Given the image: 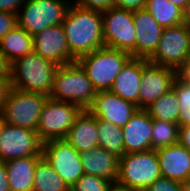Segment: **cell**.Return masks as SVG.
<instances>
[{
	"instance_id": "obj_1",
	"label": "cell",
	"mask_w": 190,
	"mask_h": 191,
	"mask_svg": "<svg viewBox=\"0 0 190 191\" xmlns=\"http://www.w3.org/2000/svg\"><path fill=\"white\" fill-rule=\"evenodd\" d=\"M70 54L77 60L105 46L102 14L70 5L62 24Z\"/></svg>"
},
{
	"instance_id": "obj_45",
	"label": "cell",
	"mask_w": 190,
	"mask_h": 191,
	"mask_svg": "<svg viewBox=\"0 0 190 191\" xmlns=\"http://www.w3.org/2000/svg\"><path fill=\"white\" fill-rule=\"evenodd\" d=\"M4 125H5V120H4L3 114L0 112V134L4 128Z\"/></svg>"
},
{
	"instance_id": "obj_22",
	"label": "cell",
	"mask_w": 190,
	"mask_h": 191,
	"mask_svg": "<svg viewBox=\"0 0 190 191\" xmlns=\"http://www.w3.org/2000/svg\"><path fill=\"white\" fill-rule=\"evenodd\" d=\"M42 157L26 156L5 162L10 191H33L35 167Z\"/></svg>"
},
{
	"instance_id": "obj_4",
	"label": "cell",
	"mask_w": 190,
	"mask_h": 191,
	"mask_svg": "<svg viewBox=\"0 0 190 191\" xmlns=\"http://www.w3.org/2000/svg\"><path fill=\"white\" fill-rule=\"evenodd\" d=\"M131 57L128 52L103 46L79 57L76 61L98 92L111 89L114 80Z\"/></svg>"
},
{
	"instance_id": "obj_30",
	"label": "cell",
	"mask_w": 190,
	"mask_h": 191,
	"mask_svg": "<svg viewBox=\"0 0 190 191\" xmlns=\"http://www.w3.org/2000/svg\"><path fill=\"white\" fill-rule=\"evenodd\" d=\"M111 182L94 175L84 174L70 188V191H108Z\"/></svg>"
},
{
	"instance_id": "obj_36",
	"label": "cell",
	"mask_w": 190,
	"mask_h": 191,
	"mask_svg": "<svg viewBox=\"0 0 190 191\" xmlns=\"http://www.w3.org/2000/svg\"><path fill=\"white\" fill-rule=\"evenodd\" d=\"M11 81L9 78L0 77V112L3 109V105L7 99L8 93L11 90Z\"/></svg>"
},
{
	"instance_id": "obj_41",
	"label": "cell",
	"mask_w": 190,
	"mask_h": 191,
	"mask_svg": "<svg viewBox=\"0 0 190 191\" xmlns=\"http://www.w3.org/2000/svg\"><path fill=\"white\" fill-rule=\"evenodd\" d=\"M183 23L190 29V1L183 9Z\"/></svg>"
},
{
	"instance_id": "obj_8",
	"label": "cell",
	"mask_w": 190,
	"mask_h": 191,
	"mask_svg": "<svg viewBox=\"0 0 190 191\" xmlns=\"http://www.w3.org/2000/svg\"><path fill=\"white\" fill-rule=\"evenodd\" d=\"M83 109L73 103L47 98L39 116L36 132L44 143L64 139Z\"/></svg>"
},
{
	"instance_id": "obj_34",
	"label": "cell",
	"mask_w": 190,
	"mask_h": 191,
	"mask_svg": "<svg viewBox=\"0 0 190 191\" xmlns=\"http://www.w3.org/2000/svg\"><path fill=\"white\" fill-rule=\"evenodd\" d=\"M146 0H114V7L130 11L140 10L145 7Z\"/></svg>"
},
{
	"instance_id": "obj_19",
	"label": "cell",
	"mask_w": 190,
	"mask_h": 191,
	"mask_svg": "<svg viewBox=\"0 0 190 191\" xmlns=\"http://www.w3.org/2000/svg\"><path fill=\"white\" fill-rule=\"evenodd\" d=\"M84 174L116 182L119 158L104 148L95 147L80 153Z\"/></svg>"
},
{
	"instance_id": "obj_15",
	"label": "cell",
	"mask_w": 190,
	"mask_h": 191,
	"mask_svg": "<svg viewBox=\"0 0 190 191\" xmlns=\"http://www.w3.org/2000/svg\"><path fill=\"white\" fill-rule=\"evenodd\" d=\"M34 51L57 66L75 62L70 54L62 25H56L33 36Z\"/></svg>"
},
{
	"instance_id": "obj_27",
	"label": "cell",
	"mask_w": 190,
	"mask_h": 191,
	"mask_svg": "<svg viewBox=\"0 0 190 191\" xmlns=\"http://www.w3.org/2000/svg\"><path fill=\"white\" fill-rule=\"evenodd\" d=\"M99 147L113 153L118 158L124 155L123 133L121 128L111 122L97 119Z\"/></svg>"
},
{
	"instance_id": "obj_29",
	"label": "cell",
	"mask_w": 190,
	"mask_h": 191,
	"mask_svg": "<svg viewBox=\"0 0 190 191\" xmlns=\"http://www.w3.org/2000/svg\"><path fill=\"white\" fill-rule=\"evenodd\" d=\"M172 89L175 91L179 106V127L190 125V81L180 73L174 78Z\"/></svg>"
},
{
	"instance_id": "obj_21",
	"label": "cell",
	"mask_w": 190,
	"mask_h": 191,
	"mask_svg": "<svg viewBox=\"0 0 190 191\" xmlns=\"http://www.w3.org/2000/svg\"><path fill=\"white\" fill-rule=\"evenodd\" d=\"M64 139L79 153L98 147L97 118L83 110Z\"/></svg>"
},
{
	"instance_id": "obj_10",
	"label": "cell",
	"mask_w": 190,
	"mask_h": 191,
	"mask_svg": "<svg viewBox=\"0 0 190 191\" xmlns=\"http://www.w3.org/2000/svg\"><path fill=\"white\" fill-rule=\"evenodd\" d=\"M190 52V29L184 24L164 28L158 47L149 62L175 69L184 67Z\"/></svg>"
},
{
	"instance_id": "obj_3",
	"label": "cell",
	"mask_w": 190,
	"mask_h": 191,
	"mask_svg": "<svg viewBox=\"0 0 190 191\" xmlns=\"http://www.w3.org/2000/svg\"><path fill=\"white\" fill-rule=\"evenodd\" d=\"M96 93L86 72L75 61L57 67L49 97L76 104L83 110H87L92 105Z\"/></svg>"
},
{
	"instance_id": "obj_2",
	"label": "cell",
	"mask_w": 190,
	"mask_h": 191,
	"mask_svg": "<svg viewBox=\"0 0 190 191\" xmlns=\"http://www.w3.org/2000/svg\"><path fill=\"white\" fill-rule=\"evenodd\" d=\"M57 67L33 50L12 63L11 86L22 91L49 96Z\"/></svg>"
},
{
	"instance_id": "obj_14",
	"label": "cell",
	"mask_w": 190,
	"mask_h": 191,
	"mask_svg": "<svg viewBox=\"0 0 190 191\" xmlns=\"http://www.w3.org/2000/svg\"><path fill=\"white\" fill-rule=\"evenodd\" d=\"M139 108L108 91H98L92 105L87 109L97 119L111 122L123 128Z\"/></svg>"
},
{
	"instance_id": "obj_32",
	"label": "cell",
	"mask_w": 190,
	"mask_h": 191,
	"mask_svg": "<svg viewBox=\"0 0 190 191\" xmlns=\"http://www.w3.org/2000/svg\"><path fill=\"white\" fill-rule=\"evenodd\" d=\"M183 183L165 177L157 178L145 191H182Z\"/></svg>"
},
{
	"instance_id": "obj_43",
	"label": "cell",
	"mask_w": 190,
	"mask_h": 191,
	"mask_svg": "<svg viewBox=\"0 0 190 191\" xmlns=\"http://www.w3.org/2000/svg\"><path fill=\"white\" fill-rule=\"evenodd\" d=\"M170 2H172L173 4L179 6L180 8L184 9L186 4L190 1V0H169Z\"/></svg>"
},
{
	"instance_id": "obj_40",
	"label": "cell",
	"mask_w": 190,
	"mask_h": 191,
	"mask_svg": "<svg viewBox=\"0 0 190 191\" xmlns=\"http://www.w3.org/2000/svg\"><path fill=\"white\" fill-rule=\"evenodd\" d=\"M108 191H136L119 182H111Z\"/></svg>"
},
{
	"instance_id": "obj_33",
	"label": "cell",
	"mask_w": 190,
	"mask_h": 191,
	"mask_svg": "<svg viewBox=\"0 0 190 191\" xmlns=\"http://www.w3.org/2000/svg\"><path fill=\"white\" fill-rule=\"evenodd\" d=\"M17 26V14L0 12V40Z\"/></svg>"
},
{
	"instance_id": "obj_31",
	"label": "cell",
	"mask_w": 190,
	"mask_h": 191,
	"mask_svg": "<svg viewBox=\"0 0 190 191\" xmlns=\"http://www.w3.org/2000/svg\"><path fill=\"white\" fill-rule=\"evenodd\" d=\"M70 5L103 12L114 7V0H70Z\"/></svg>"
},
{
	"instance_id": "obj_5",
	"label": "cell",
	"mask_w": 190,
	"mask_h": 191,
	"mask_svg": "<svg viewBox=\"0 0 190 191\" xmlns=\"http://www.w3.org/2000/svg\"><path fill=\"white\" fill-rule=\"evenodd\" d=\"M159 177V160L154 149L119 158L117 182L131 189L145 191Z\"/></svg>"
},
{
	"instance_id": "obj_11",
	"label": "cell",
	"mask_w": 190,
	"mask_h": 191,
	"mask_svg": "<svg viewBox=\"0 0 190 191\" xmlns=\"http://www.w3.org/2000/svg\"><path fill=\"white\" fill-rule=\"evenodd\" d=\"M42 153L70 188L84 175L80 153L65 139L44 142Z\"/></svg>"
},
{
	"instance_id": "obj_44",
	"label": "cell",
	"mask_w": 190,
	"mask_h": 191,
	"mask_svg": "<svg viewBox=\"0 0 190 191\" xmlns=\"http://www.w3.org/2000/svg\"><path fill=\"white\" fill-rule=\"evenodd\" d=\"M182 191H190V178L185 183H183Z\"/></svg>"
},
{
	"instance_id": "obj_12",
	"label": "cell",
	"mask_w": 190,
	"mask_h": 191,
	"mask_svg": "<svg viewBox=\"0 0 190 191\" xmlns=\"http://www.w3.org/2000/svg\"><path fill=\"white\" fill-rule=\"evenodd\" d=\"M43 142L34 130L6 124L0 134V161L43 156Z\"/></svg>"
},
{
	"instance_id": "obj_42",
	"label": "cell",
	"mask_w": 190,
	"mask_h": 191,
	"mask_svg": "<svg viewBox=\"0 0 190 191\" xmlns=\"http://www.w3.org/2000/svg\"><path fill=\"white\" fill-rule=\"evenodd\" d=\"M179 73L190 81V52L188 53V57L184 67Z\"/></svg>"
},
{
	"instance_id": "obj_24",
	"label": "cell",
	"mask_w": 190,
	"mask_h": 191,
	"mask_svg": "<svg viewBox=\"0 0 190 191\" xmlns=\"http://www.w3.org/2000/svg\"><path fill=\"white\" fill-rule=\"evenodd\" d=\"M33 191H70V187L43 156L35 167Z\"/></svg>"
},
{
	"instance_id": "obj_18",
	"label": "cell",
	"mask_w": 190,
	"mask_h": 191,
	"mask_svg": "<svg viewBox=\"0 0 190 191\" xmlns=\"http://www.w3.org/2000/svg\"><path fill=\"white\" fill-rule=\"evenodd\" d=\"M161 176L185 183L190 178V151L179 143L156 150Z\"/></svg>"
},
{
	"instance_id": "obj_6",
	"label": "cell",
	"mask_w": 190,
	"mask_h": 191,
	"mask_svg": "<svg viewBox=\"0 0 190 191\" xmlns=\"http://www.w3.org/2000/svg\"><path fill=\"white\" fill-rule=\"evenodd\" d=\"M69 6L68 0H27L17 13V25L33 37L48 27L61 25Z\"/></svg>"
},
{
	"instance_id": "obj_20",
	"label": "cell",
	"mask_w": 190,
	"mask_h": 191,
	"mask_svg": "<svg viewBox=\"0 0 190 191\" xmlns=\"http://www.w3.org/2000/svg\"><path fill=\"white\" fill-rule=\"evenodd\" d=\"M142 58L131 57L114 80L110 91L139 108Z\"/></svg>"
},
{
	"instance_id": "obj_26",
	"label": "cell",
	"mask_w": 190,
	"mask_h": 191,
	"mask_svg": "<svg viewBox=\"0 0 190 191\" xmlns=\"http://www.w3.org/2000/svg\"><path fill=\"white\" fill-rule=\"evenodd\" d=\"M179 106L180 103L175 91L170 89L152 102L145 110L152 119L178 124Z\"/></svg>"
},
{
	"instance_id": "obj_23",
	"label": "cell",
	"mask_w": 190,
	"mask_h": 191,
	"mask_svg": "<svg viewBox=\"0 0 190 191\" xmlns=\"http://www.w3.org/2000/svg\"><path fill=\"white\" fill-rule=\"evenodd\" d=\"M33 50V37L18 25L0 40V51L11 63Z\"/></svg>"
},
{
	"instance_id": "obj_38",
	"label": "cell",
	"mask_w": 190,
	"mask_h": 191,
	"mask_svg": "<svg viewBox=\"0 0 190 191\" xmlns=\"http://www.w3.org/2000/svg\"><path fill=\"white\" fill-rule=\"evenodd\" d=\"M178 143L190 151V125L179 127Z\"/></svg>"
},
{
	"instance_id": "obj_17",
	"label": "cell",
	"mask_w": 190,
	"mask_h": 191,
	"mask_svg": "<svg viewBox=\"0 0 190 191\" xmlns=\"http://www.w3.org/2000/svg\"><path fill=\"white\" fill-rule=\"evenodd\" d=\"M121 130L123 133L124 154L152 149V118L145 109H138Z\"/></svg>"
},
{
	"instance_id": "obj_16",
	"label": "cell",
	"mask_w": 190,
	"mask_h": 191,
	"mask_svg": "<svg viewBox=\"0 0 190 191\" xmlns=\"http://www.w3.org/2000/svg\"><path fill=\"white\" fill-rule=\"evenodd\" d=\"M136 30V58L149 60L155 53L163 28L144 8L133 11Z\"/></svg>"
},
{
	"instance_id": "obj_28",
	"label": "cell",
	"mask_w": 190,
	"mask_h": 191,
	"mask_svg": "<svg viewBox=\"0 0 190 191\" xmlns=\"http://www.w3.org/2000/svg\"><path fill=\"white\" fill-rule=\"evenodd\" d=\"M179 124L170 123L163 120L152 119L151 145L157 150L178 143Z\"/></svg>"
},
{
	"instance_id": "obj_7",
	"label": "cell",
	"mask_w": 190,
	"mask_h": 191,
	"mask_svg": "<svg viewBox=\"0 0 190 191\" xmlns=\"http://www.w3.org/2000/svg\"><path fill=\"white\" fill-rule=\"evenodd\" d=\"M48 97L11 88L1 111L5 123L36 131L39 116Z\"/></svg>"
},
{
	"instance_id": "obj_37",
	"label": "cell",
	"mask_w": 190,
	"mask_h": 191,
	"mask_svg": "<svg viewBox=\"0 0 190 191\" xmlns=\"http://www.w3.org/2000/svg\"><path fill=\"white\" fill-rule=\"evenodd\" d=\"M11 68H12V63L0 51V77L11 79Z\"/></svg>"
},
{
	"instance_id": "obj_35",
	"label": "cell",
	"mask_w": 190,
	"mask_h": 191,
	"mask_svg": "<svg viewBox=\"0 0 190 191\" xmlns=\"http://www.w3.org/2000/svg\"><path fill=\"white\" fill-rule=\"evenodd\" d=\"M27 0H0V12L17 14Z\"/></svg>"
},
{
	"instance_id": "obj_39",
	"label": "cell",
	"mask_w": 190,
	"mask_h": 191,
	"mask_svg": "<svg viewBox=\"0 0 190 191\" xmlns=\"http://www.w3.org/2000/svg\"><path fill=\"white\" fill-rule=\"evenodd\" d=\"M0 191H10L7 180L6 164L3 161H0Z\"/></svg>"
},
{
	"instance_id": "obj_13",
	"label": "cell",
	"mask_w": 190,
	"mask_h": 191,
	"mask_svg": "<svg viewBox=\"0 0 190 191\" xmlns=\"http://www.w3.org/2000/svg\"><path fill=\"white\" fill-rule=\"evenodd\" d=\"M175 69L153 64L142 59V77L140 81L139 109L147 108L161 95L172 89Z\"/></svg>"
},
{
	"instance_id": "obj_9",
	"label": "cell",
	"mask_w": 190,
	"mask_h": 191,
	"mask_svg": "<svg viewBox=\"0 0 190 191\" xmlns=\"http://www.w3.org/2000/svg\"><path fill=\"white\" fill-rule=\"evenodd\" d=\"M101 14L105 46L128 52L136 58L133 11L113 7Z\"/></svg>"
},
{
	"instance_id": "obj_25",
	"label": "cell",
	"mask_w": 190,
	"mask_h": 191,
	"mask_svg": "<svg viewBox=\"0 0 190 191\" xmlns=\"http://www.w3.org/2000/svg\"><path fill=\"white\" fill-rule=\"evenodd\" d=\"M144 9L163 29L183 23V9L169 0H146Z\"/></svg>"
}]
</instances>
